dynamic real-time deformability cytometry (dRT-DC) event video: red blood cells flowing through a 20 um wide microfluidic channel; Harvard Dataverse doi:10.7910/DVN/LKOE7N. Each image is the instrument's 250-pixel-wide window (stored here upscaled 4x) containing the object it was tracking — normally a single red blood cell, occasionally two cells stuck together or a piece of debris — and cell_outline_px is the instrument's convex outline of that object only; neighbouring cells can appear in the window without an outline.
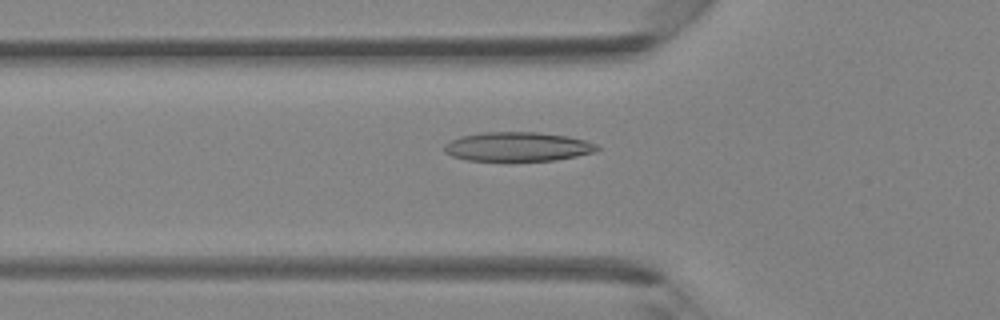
{"species": "Egyptian fruit bat (a non-hibernating species)", "species_latin": "Rousettus aegyptiacus", "temperature_condition": "room temperature", "stored_images_in_passage": 42, "camera_frame_rate_fps": 3000, "um_per_image_px": 0.085, "animal": {"sex": "female"}, "frame": {"image": 1, "passage_image": 15, "time_ms": 4.667, "image_size_px": [1000, 320], "cell_outline_px": [[600, 148], [596, 152], [556, 160], [508, 164], [504, 164], [468, 160], [452, 156], [444, 152], [444, 144], [460, 136], [484, 132], [536, 132], [568, 136], [584, 140], [596, 144]], "centroid_in_image_um": [43.97, 12.52], "position_along_channel_um": 81.8, "area_um2": 27.17}}
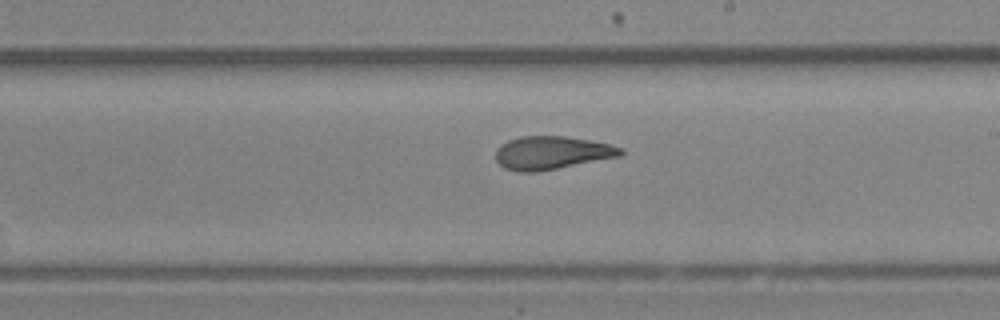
{"frame": {"image": 2, "passage_image": 25, "time_ms": 8.0, "image_size_px": [1000, 320], "cell_outline_px": [[624, 152], [620, 156], [536, 172], [520, 172], [504, 168], [496, 160], [496, 148], [500, 144], [508, 140], [520, 136], [564, 136], [588, 140], [608, 144], [620, 148]], "centroid_in_image_um": [46.84, 12.98], "position_along_channel_um": 242.2, "area_um2": 23.93}}
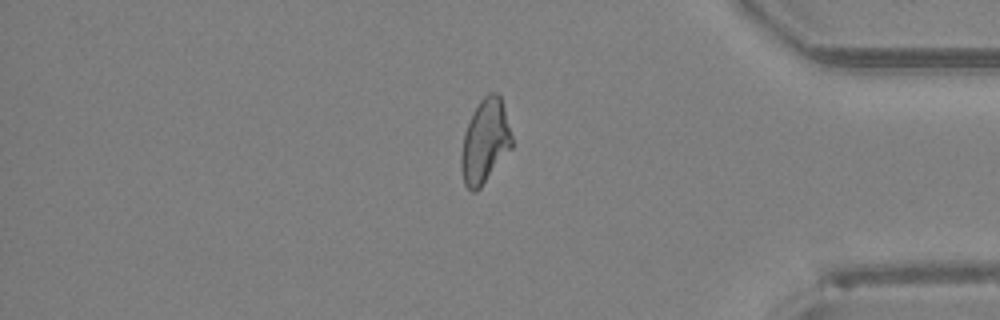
{"frame": {"image": 3, "passage_image": 36, "time_ms": 11.667, "image_size_px": [1000, 320], "cell_outline_px": [[512, 148], [480, 188], [476, 192], [472, 192], [464, 184], [460, 168], [460, 156], [464, 132], [472, 112], [480, 100], [488, 92], [496, 92], [500, 96], [504, 108], [512, 136]], "centroid_in_image_um": [41.2, 12.02], "position_along_channel_um": 394.0, "area_um2": 24.91}}